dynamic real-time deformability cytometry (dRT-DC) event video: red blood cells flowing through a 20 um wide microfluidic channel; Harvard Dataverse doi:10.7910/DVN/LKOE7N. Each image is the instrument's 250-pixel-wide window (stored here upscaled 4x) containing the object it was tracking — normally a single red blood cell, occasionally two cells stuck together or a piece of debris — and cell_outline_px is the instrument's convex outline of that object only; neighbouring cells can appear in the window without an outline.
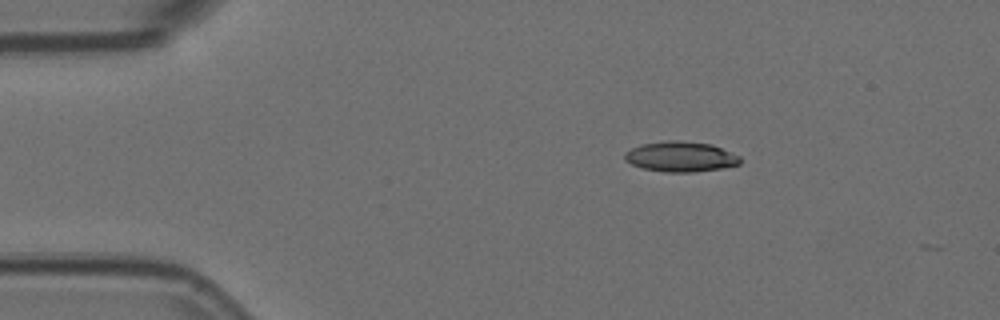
{"species": "Egyptian fruit bat (a non-hibernating species)", "species_latin": "Rousettus aegyptiacus", "temperature_condition": "room temperature", "stored_images_in_passage": 3, "camera_frame_rate_fps": 3000, "um_per_image_px": 0.085, "animal": {"sex": "female"}, "frame": {"image": 1, "passage_image": 1, "time_ms": 0.0, "image_size_px": [1000, 320], "cell_outline_px": [[740, 164], [720, 168], [692, 172], [664, 172], [644, 168], [632, 164], [624, 160], [624, 152], [640, 144], [668, 140], [680, 140], [712, 144], [740, 156]], "centroid_in_image_um": [57.83, 13.3], "position_along_channel_um": 27.2, "area_um2": 20.35}}